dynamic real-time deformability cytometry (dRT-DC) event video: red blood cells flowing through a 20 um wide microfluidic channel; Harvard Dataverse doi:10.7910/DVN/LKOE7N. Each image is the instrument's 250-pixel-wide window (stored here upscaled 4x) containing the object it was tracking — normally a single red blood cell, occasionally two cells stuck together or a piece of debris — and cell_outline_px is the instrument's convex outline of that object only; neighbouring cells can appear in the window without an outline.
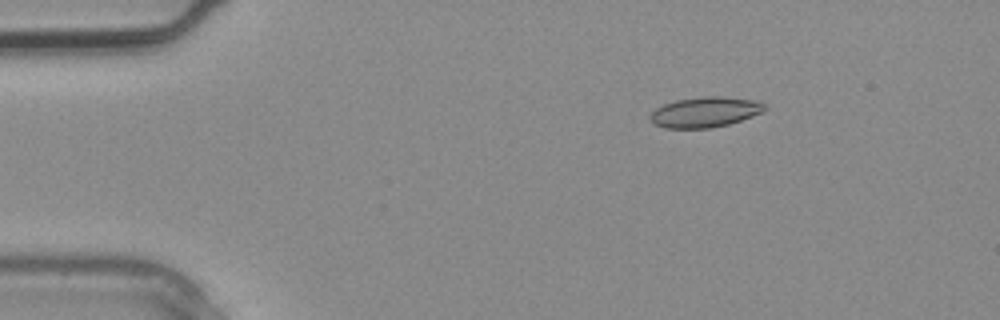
{"species": "common noctule bat (a hibernating species)", "species_latin": "Nyctalus noctula", "temperature_condition": "warm", "stored_images_in_passage": 4, "camera_frame_rate_fps": 3000, "um_per_image_px": 0.085, "animal": {"sex": "male", "body_mass_g": 20.4}, "frame": {"image": 1, "passage_image": 2, "time_ms": 0.333, "image_size_px": [1000, 320], "cell_outline_px": [[764, 112], [728, 124], [712, 128], [664, 128], [652, 124], [648, 120], [648, 116], [656, 108], [664, 104], [676, 100], [704, 96], [720, 96], [760, 100], [764, 104]], "centroid_in_image_um": [59.9, 9.53], "position_along_channel_um": 25.1, "area_um2": 20.46}}